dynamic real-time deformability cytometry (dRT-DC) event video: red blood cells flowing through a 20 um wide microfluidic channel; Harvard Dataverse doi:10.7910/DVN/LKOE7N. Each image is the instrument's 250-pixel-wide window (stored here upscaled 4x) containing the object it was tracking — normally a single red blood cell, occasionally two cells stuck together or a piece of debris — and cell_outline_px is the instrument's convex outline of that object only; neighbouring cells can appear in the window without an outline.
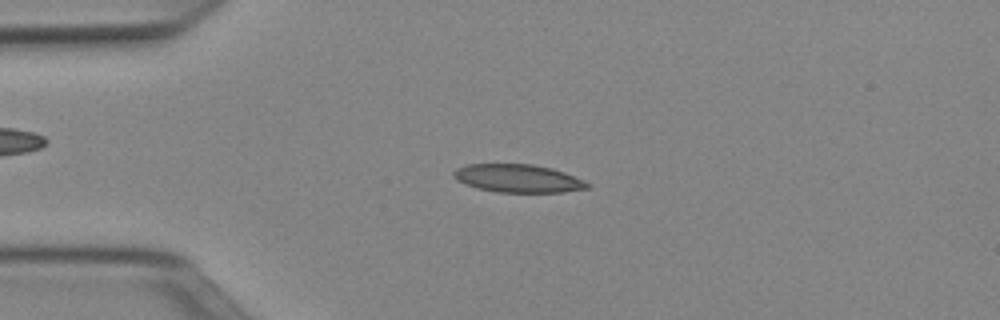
{"species": "Egyptian fruit bat (a non-hibernating species)", "species_latin": "Rousettus aegyptiacus", "temperature_condition": "cold", "stored_images_in_passage": 49, "camera_frame_rate_fps": 3000, "um_per_image_px": 0.085, "animal": {"sex": "female"}, "frame": {"image": 1, "passage_image": 11, "time_ms": 3.333, "image_size_px": [1000, 320], "cell_outline_px": [[588, 188], [564, 192], [496, 192], [476, 188], [464, 184], [456, 180], [452, 176], [452, 172], [456, 168], [468, 164], [532, 164], [552, 168], [564, 172], [584, 180], [588, 184]], "centroid_in_image_um": [43.98, 15.16], "position_along_channel_um": 41.0, "area_um2": 21.96}}
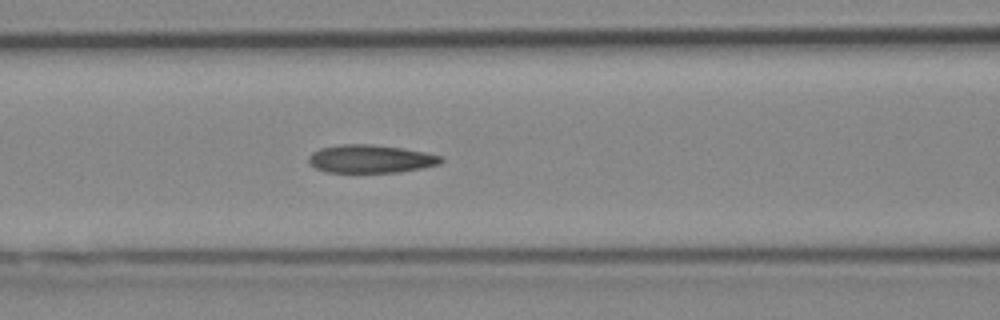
{"frame": {"image": 2, "passage_image": 20, "time_ms": 6.333, "image_size_px": [1000, 320], "cell_outline_px": [[444, 160], [440, 164], [420, 168], [396, 172], [324, 172], [308, 164], [308, 156], [312, 152], [320, 148], [340, 144], [372, 144], [404, 148], [424, 152], [440, 156]], "centroid_in_image_um": [31.45, 13.5], "position_along_channel_um": 135.1, "area_um2": 21.73}}
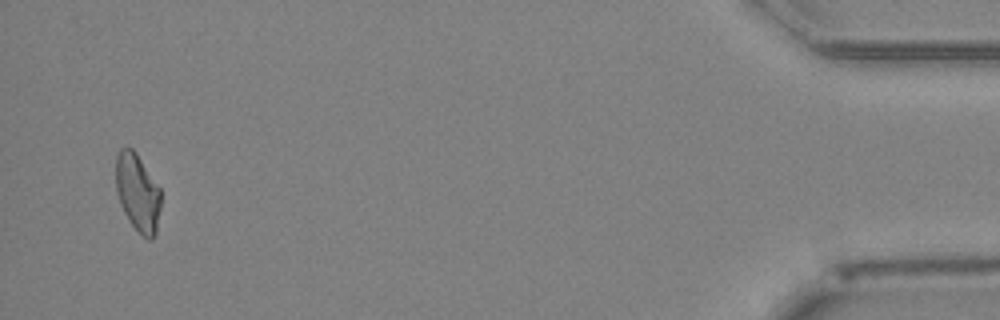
{"frame": {"image": 3, "passage_image": 48, "time_ms": 15.667, "image_size_px": [1000, 320], "cell_outline_px": [[160, 208], [156, 232], [152, 240], [148, 240], [128, 220], [120, 204], [116, 192], [116, 156], [120, 148], [132, 148], [136, 152], [160, 188]], "centroid_in_image_um": [11.69, 16.36], "position_along_channel_um": 423.5, "area_um2": 20.29}, "authors_computed_cell_mechanics": {"area_um2": 21.4438, "velocity_mm_per_s": 3.9816, "shape_relaxation_time_tau1_ms": null, "shape_relaxation_time_tau2_ms": 4.375, "deformation_change_tau1": null, "deformation_change_tau2": 0.1165}}